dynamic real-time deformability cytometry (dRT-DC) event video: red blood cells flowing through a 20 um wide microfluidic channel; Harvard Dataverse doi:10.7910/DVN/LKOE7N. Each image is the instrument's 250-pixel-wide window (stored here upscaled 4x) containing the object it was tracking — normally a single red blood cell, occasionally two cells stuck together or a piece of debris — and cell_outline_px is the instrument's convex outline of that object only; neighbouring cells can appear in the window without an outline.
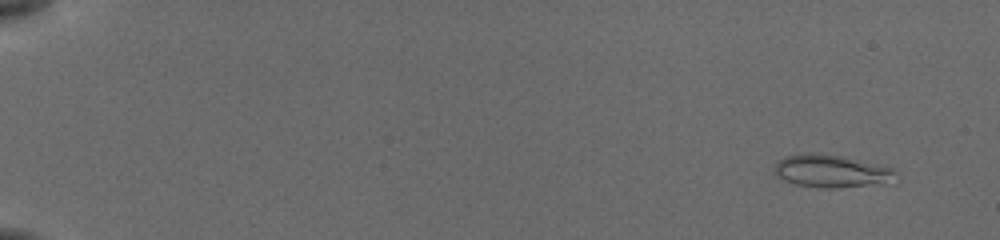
{"species": "common noctule bat (a hibernating species)", "species_latin": "Nyctalus noctula", "temperature_condition": "cold", "stored_images_in_passage": 47, "camera_frame_rate_fps": 3000, "um_per_image_px": 0.085, "animal": {"sex": "female", "body_mass_g": 19.5, "forearm_length_mm": 54.1}, "frame": {"image": 1, "passage_image": 3, "time_ms": 0.667, "image_size_px": [1000, 240], "cell_outline_px": [[896, 172], [880, 184], [836, 188], [824, 188], [796, 184], [784, 180], [772, 172], [776, 164], [780, 160], [788, 156], [804, 152], [812, 152], [840, 156], [892, 168]], "centroid_in_image_um": [70.55, 14.54], "position_along_channel_um": 14.4, "area_um2": 22.48}}
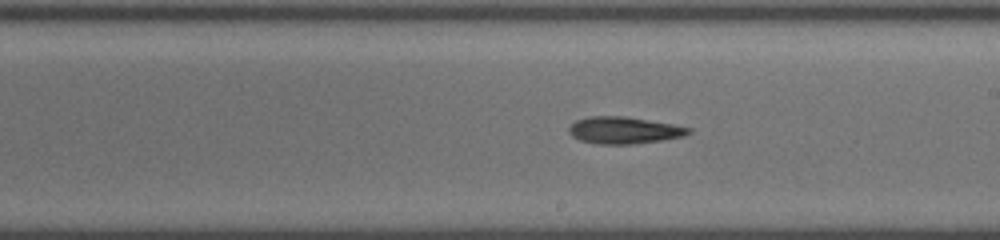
{"frame": {"image": 2, "passage_image": 25, "time_ms": 10.667, "image_size_px": [1000, 240], "cell_outline_px": [[692, 132], [684, 136], [660, 140], [632, 144], [596, 144], [580, 140], [572, 136], [568, 132], [568, 128], [576, 120], [588, 116], [624, 116], [672, 124], [692, 128]], "centroid_in_image_um": [53.02, 11.07], "position_along_channel_um": 236.0, "area_um2": 18.73}}
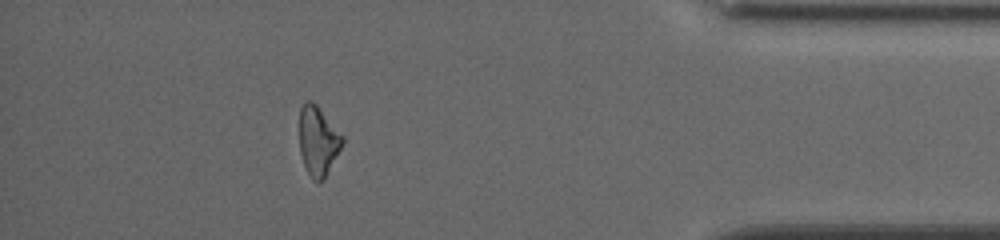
{"frame": {"image": 3, "passage_image": 42, "time_ms": 16.0, "image_size_px": [1000, 240], "cell_outline_px": [[344, 140], [340, 148], [324, 176], [320, 180], [312, 180], [304, 164], [300, 152], [300, 108], [304, 100], [312, 100], [316, 104], [344, 136]], "centroid_in_image_um": [27.01, 11.9], "position_along_channel_um": 408.2, "area_um2": 16.94}, "authors_computed_cell_mechanics": {"area_um2": 18.4382, "velocity_mm_per_s": 3.8754, "shape_relaxation_time_tau1_ms": 5.1293, "shape_relaxation_time_tau2_ms": 7.5977, "deformation_change_tau1": 0.1305, "deformation_change_tau2": 0.1973}}